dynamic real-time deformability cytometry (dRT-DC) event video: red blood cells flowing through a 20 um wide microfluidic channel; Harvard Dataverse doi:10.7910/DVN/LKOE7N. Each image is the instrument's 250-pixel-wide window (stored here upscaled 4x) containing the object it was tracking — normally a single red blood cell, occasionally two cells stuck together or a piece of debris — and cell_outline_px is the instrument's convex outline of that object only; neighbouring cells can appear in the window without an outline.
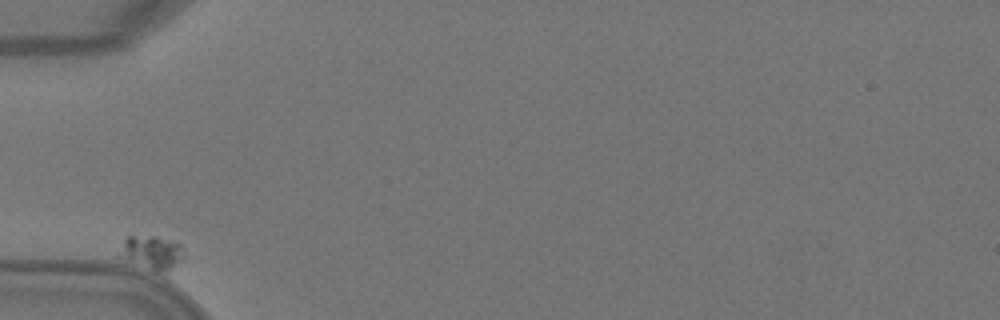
{"species": "Egyptian fruit bat (a non-hibernating species)", "species_latin": "Rousettus aegyptiacus", "temperature_condition": "warm", "stored_images_in_passage": 6, "camera_frame_rate_fps": 3000, "um_per_image_px": 0.085, "animal": {"sex": "female"}, "frame": {"image": 1, "passage_image": 1, "time_ms": 0.0, "image_size_px": [1000, 320], "cell_outline_px": [[184, 256], [168, 272], [164, 272], [124, 260], [116, 256], [124, 240], [128, 236], [156, 236], [172, 240], [180, 244]], "centroid_in_image_um": [12.86, 21.43], "position_along_channel_um": 72.1, "area_um2": 12.48}}
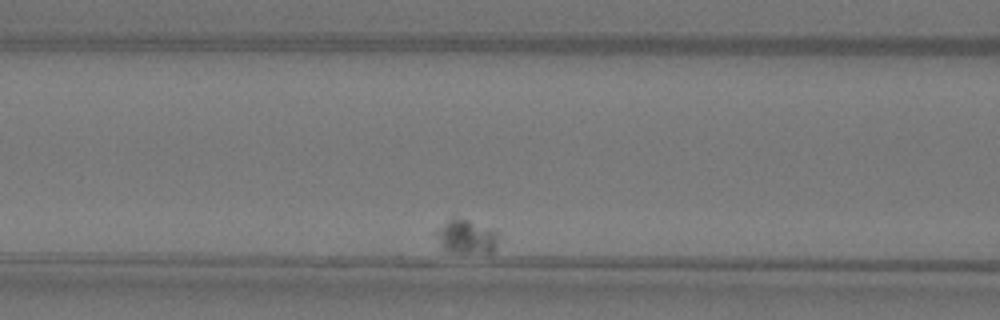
{"frame": {"image": 2, "passage_image": 3, "time_ms": 0.667, "image_size_px": [1000, 320], "cell_outline_px": [[500, 236], [492, 252], [448, 252], [440, 248], [436, 232], [452, 216], [456, 216], [468, 220], [500, 232]], "centroid_in_image_um": [39.65, 20.11], "position_along_channel_um": 127.0, "area_um2": 12.31}}
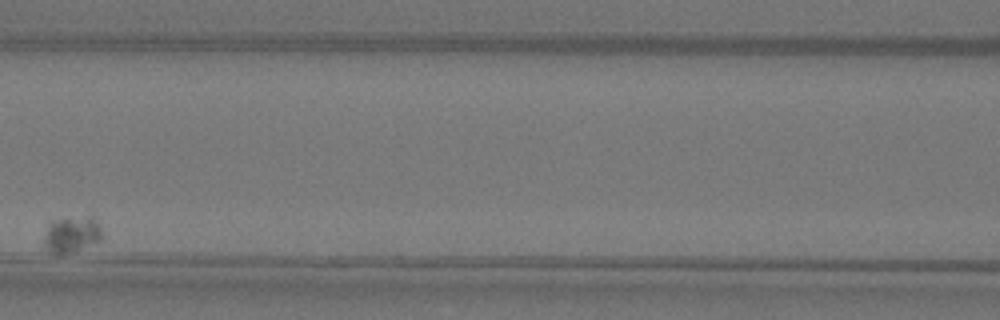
{"frame": {"image": 3, "passage_image": 4, "time_ms": 1.0, "image_size_px": [1000, 320], "cell_outline_px": [[104, 236], [100, 240], [60, 256], [52, 256], [44, 244], [44, 240], [48, 220], [88, 216], [96, 216]], "centroid_in_image_um": [6.08, 19.91], "position_along_channel_um": 160.5, "area_um2": 12.6}}